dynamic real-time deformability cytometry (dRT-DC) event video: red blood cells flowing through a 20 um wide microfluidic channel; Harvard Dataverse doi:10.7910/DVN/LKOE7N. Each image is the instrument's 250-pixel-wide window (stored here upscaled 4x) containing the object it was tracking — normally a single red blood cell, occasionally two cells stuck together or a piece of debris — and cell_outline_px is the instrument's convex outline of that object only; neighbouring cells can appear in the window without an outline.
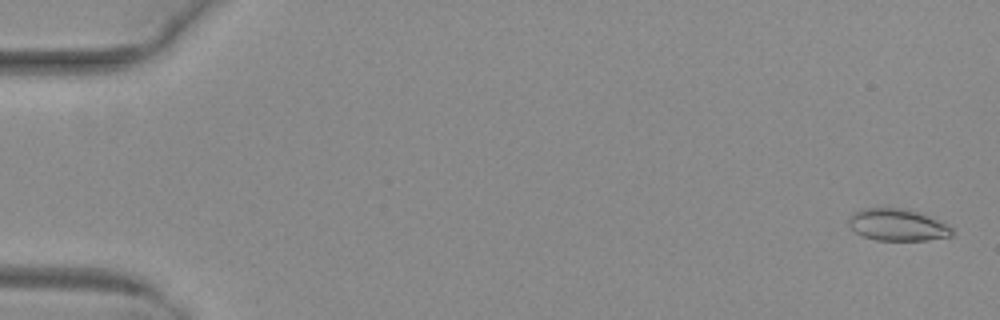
{"species": "common noctule bat (a hibernating species)", "species_latin": "Nyctalus noctula", "temperature_condition": "warm", "stored_images_in_passage": 48, "camera_frame_rate_fps": 3000, "um_per_image_px": 0.085, "animal": {"sex": "female", "body_mass_g": 29.2, "forearm_length_mm": 56.3}, "frame": {"image": 1, "passage_image": 2, "time_ms": 0.333, "image_size_px": [1000, 320], "cell_outline_px": [[956, 232], [952, 236], [928, 240], [876, 240], [864, 236], [856, 232], [848, 224], [848, 220], [852, 212], [864, 208], [908, 208], [940, 220], [948, 224]], "centroid_in_image_um": [76.33, 19.1], "position_along_channel_um": 8.7, "area_um2": 19.48}}
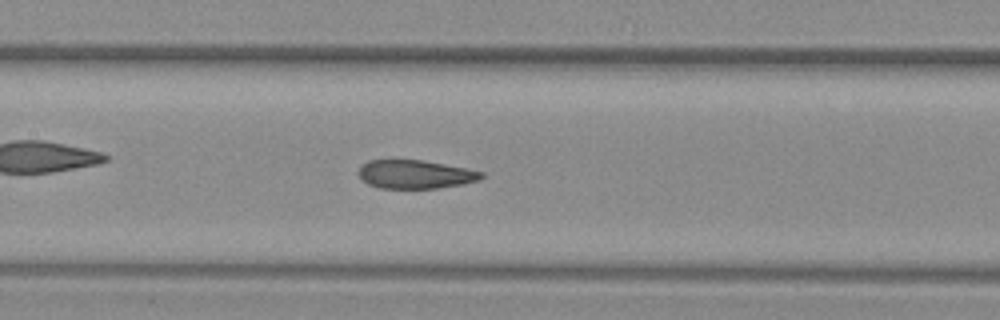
{"frame": {"image": 2, "passage_image": 24, "time_ms": 7.667, "image_size_px": [1000, 320], "cell_outline_px": [[484, 176], [480, 180], [464, 184], [436, 188], [380, 188], [368, 184], [356, 172], [368, 160], [392, 156], [420, 160], [444, 164], [484, 172]], "centroid_in_image_um": [35.24, 14.77], "position_along_channel_um": 172.2, "area_um2": 21.04}}
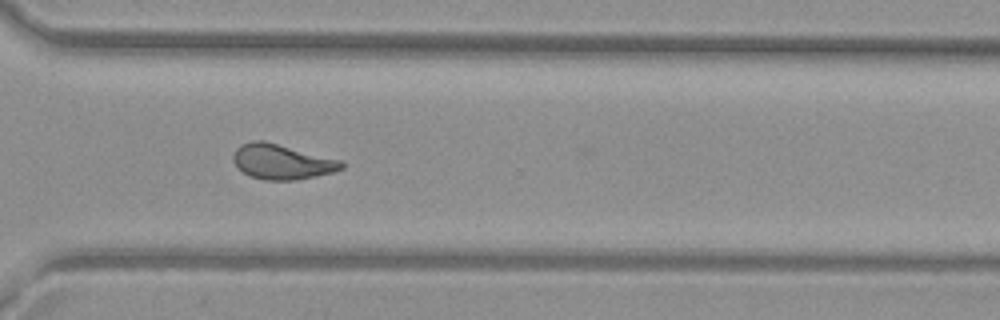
{"frame": {"image": 3, "passage_image": 37, "time_ms": 12.0, "image_size_px": [1000, 320], "cell_outline_px": [[344, 168], [336, 172], [296, 180], [264, 180], [248, 176], [232, 160], [232, 156], [236, 148], [240, 144], [252, 140], [264, 140], [340, 160], [344, 164]], "centroid_in_image_um": [23.95, 13.75], "position_along_channel_um": 346.7, "area_um2": 22.2}, "authors_computed_cell_mechanics": {"area_um2": 21.6172, "velocity_mm_per_s": 4.0363, "shape_relaxation_time_tau1_ms": 6.3837, "shape_relaxation_time_tau2_ms": 2.0764, "deformation_change_tau1": 0.1923, "deformation_change_tau2": 0.0427}}